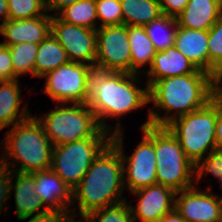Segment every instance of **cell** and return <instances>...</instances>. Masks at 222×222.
<instances>
[{"label": "cell", "instance_id": "d4e9b609", "mask_svg": "<svg viewBox=\"0 0 222 222\" xmlns=\"http://www.w3.org/2000/svg\"><path fill=\"white\" fill-rule=\"evenodd\" d=\"M144 28L156 51H163L174 45L178 28L176 18L162 14L145 25Z\"/></svg>", "mask_w": 222, "mask_h": 222}, {"label": "cell", "instance_id": "d590c367", "mask_svg": "<svg viewBox=\"0 0 222 222\" xmlns=\"http://www.w3.org/2000/svg\"><path fill=\"white\" fill-rule=\"evenodd\" d=\"M65 214L66 212H61L57 210H47L18 220H26L31 217L28 222H60L61 218Z\"/></svg>", "mask_w": 222, "mask_h": 222}, {"label": "cell", "instance_id": "ee69618b", "mask_svg": "<svg viewBox=\"0 0 222 222\" xmlns=\"http://www.w3.org/2000/svg\"><path fill=\"white\" fill-rule=\"evenodd\" d=\"M218 181L221 182L220 188L222 189V175H221V177L218 179Z\"/></svg>", "mask_w": 222, "mask_h": 222}, {"label": "cell", "instance_id": "3957f363", "mask_svg": "<svg viewBox=\"0 0 222 222\" xmlns=\"http://www.w3.org/2000/svg\"><path fill=\"white\" fill-rule=\"evenodd\" d=\"M123 167L119 149L110 142L73 189L72 205L78 201L80 215L126 201L121 198L125 189Z\"/></svg>", "mask_w": 222, "mask_h": 222}, {"label": "cell", "instance_id": "74e56055", "mask_svg": "<svg viewBox=\"0 0 222 222\" xmlns=\"http://www.w3.org/2000/svg\"><path fill=\"white\" fill-rule=\"evenodd\" d=\"M222 62L211 73V85L214 94H222Z\"/></svg>", "mask_w": 222, "mask_h": 222}, {"label": "cell", "instance_id": "e0dca14e", "mask_svg": "<svg viewBox=\"0 0 222 222\" xmlns=\"http://www.w3.org/2000/svg\"><path fill=\"white\" fill-rule=\"evenodd\" d=\"M198 69L187 59L175 46L168 47L163 51H157L152 64L147 71L149 80L146 86L149 88L160 79L196 73Z\"/></svg>", "mask_w": 222, "mask_h": 222}, {"label": "cell", "instance_id": "ffe728a7", "mask_svg": "<svg viewBox=\"0 0 222 222\" xmlns=\"http://www.w3.org/2000/svg\"><path fill=\"white\" fill-rule=\"evenodd\" d=\"M20 90L18 79L0 82V131L31 116L26 105L20 111Z\"/></svg>", "mask_w": 222, "mask_h": 222}, {"label": "cell", "instance_id": "b9f144b4", "mask_svg": "<svg viewBox=\"0 0 222 222\" xmlns=\"http://www.w3.org/2000/svg\"><path fill=\"white\" fill-rule=\"evenodd\" d=\"M3 18V22L8 20V1L0 0V21Z\"/></svg>", "mask_w": 222, "mask_h": 222}, {"label": "cell", "instance_id": "83f0119b", "mask_svg": "<svg viewBox=\"0 0 222 222\" xmlns=\"http://www.w3.org/2000/svg\"><path fill=\"white\" fill-rule=\"evenodd\" d=\"M85 216L87 222H133L132 210L127 201L92 211Z\"/></svg>", "mask_w": 222, "mask_h": 222}, {"label": "cell", "instance_id": "836d02e7", "mask_svg": "<svg viewBox=\"0 0 222 222\" xmlns=\"http://www.w3.org/2000/svg\"><path fill=\"white\" fill-rule=\"evenodd\" d=\"M0 78L2 80H13V65L9 46L0 43Z\"/></svg>", "mask_w": 222, "mask_h": 222}, {"label": "cell", "instance_id": "7a4b0ae2", "mask_svg": "<svg viewBox=\"0 0 222 222\" xmlns=\"http://www.w3.org/2000/svg\"><path fill=\"white\" fill-rule=\"evenodd\" d=\"M137 75L95 68L91 71L87 105L102 129L113 132L112 127L106 124L105 118H120L122 114L130 113L149 103L148 87H137Z\"/></svg>", "mask_w": 222, "mask_h": 222}, {"label": "cell", "instance_id": "7402d4cb", "mask_svg": "<svg viewBox=\"0 0 222 222\" xmlns=\"http://www.w3.org/2000/svg\"><path fill=\"white\" fill-rule=\"evenodd\" d=\"M67 52L50 33L39 43V48L34 63V77H43L62 65L69 63Z\"/></svg>", "mask_w": 222, "mask_h": 222}, {"label": "cell", "instance_id": "4fadbf2b", "mask_svg": "<svg viewBox=\"0 0 222 222\" xmlns=\"http://www.w3.org/2000/svg\"><path fill=\"white\" fill-rule=\"evenodd\" d=\"M210 191L211 186L205 191L195 186L178 191L174 208L187 222H218L222 220V197Z\"/></svg>", "mask_w": 222, "mask_h": 222}, {"label": "cell", "instance_id": "f35d334b", "mask_svg": "<svg viewBox=\"0 0 222 222\" xmlns=\"http://www.w3.org/2000/svg\"><path fill=\"white\" fill-rule=\"evenodd\" d=\"M78 0H49V2L46 5L47 12L55 10L56 13L54 15L58 14L61 10H63L65 7L74 4Z\"/></svg>", "mask_w": 222, "mask_h": 222}, {"label": "cell", "instance_id": "ac0fdd59", "mask_svg": "<svg viewBox=\"0 0 222 222\" xmlns=\"http://www.w3.org/2000/svg\"><path fill=\"white\" fill-rule=\"evenodd\" d=\"M11 192L14 193L16 216L21 219L27 216H32L36 213L47 211L41 197L37 195L34 188L36 185V176L34 173H22L11 171ZM42 208V209H41ZM37 211V212H36Z\"/></svg>", "mask_w": 222, "mask_h": 222}, {"label": "cell", "instance_id": "2e32d148", "mask_svg": "<svg viewBox=\"0 0 222 222\" xmlns=\"http://www.w3.org/2000/svg\"><path fill=\"white\" fill-rule=\"evenodd\" d=\"M35 192L48 210L69 213L73 201V190L52 170L36 171ZM69 204V206H68Z\"/></svg>", "mask_w": 222, "mask_h": 222}, {"label": "cell", "instance_id": "f546056e", "mask_svg": "<svg viewBox=\"0 0 222 222\" xmlns=\"http://www.w3.org/2000/svg\"><path fill=\"white\" fill-rule=\"evenodd\" d=\"M100 27L123 24V15L120 0H95Z\"/></svg>", "mask_w": 222, "mask_h": 222}, {"label": "cell", "instance_id": "7c38bea8", "mask_svg": "<svg viewBox=\"0 0 222 222\" xmlns=\"http://www.w3.org/2000/svg\"><path fill=\"white\" fill-rule=\"evenodd\" d=\"M51 34L67 52L70 62L84 63L95 67L96 30L76 26L52 15Z\"/></svg>", "mask_w": 222, "mask_h": 222}, {"label": "cell", "instance_id": "603a6c76", "mask_svg": "<svg viewBox=\"0 0 222 222\" xmlns=\"http://www.w3.org/2000/svg\"><path fill=\"white\" fill-rule=\"evenodd\" d=\"M128 40L131 51V73L139 74L143 65L151 66L156 50L144 26H128Z\"/></svg>", "mask_w": 222, "mask_h": 222}, {"label": "cell", "instance_id": "e575fe53", "mask_svg": "<svg viewBox=\"0 0 222 222\" xmlns=\"http://www.w3.org/2000/svg\"><path fill=\"white\" fill-rule=\"evenodd\" d=\"M189 0H158L162 14L176 18L187 6Z\"/></svg>", "mask_w": 222, "mask_h": 222}, {"label": "cell", "instance_id": "d6986e66", "mask_svg": "<svg viewBox=\"0 0 222 222\" xmlns=\"http://www.w3.org/2000/svg\"><path fill=\"white\" fill-rule=\"evenodd\" d=\"M208 30L177 28L174 46L198 70L209 73Z\"/></svg>", "mask_w": 222, "mask_h": 222}, {"label": "cell", "instance_id": "484cf974", "mask_svg": "<svg viewBox=\"0 0 222 222\" xmlns=\"http://www.w3.org/2000/svg\"><path fill=\"white\" fill-rule=\"evenodd\" d=\"M69 24L97 30V12L95 0H78L65 7L57 16Z\"/></svg>", "mask_w": 222, "mask_h": 222}, {"label": "cell", "instance_id": "8fae6325", "mask_svg": "<svg viewBox=\"0 0 222 222\" xmlns=\"http://www.w3.org/2000/svg\"><path fill=\"white\" fill-rule=\"evenodd\" d=\"M95 69L131 73V51L128 26H104L96 30Z\"/></svg>", "mask_w": 222, "mask_h": 222}, {"label": "cell", "instance_id": "d6a6232c", "mask_svg": "<svg viewBox=\"0 0 222 222\" xmlns=\"http://www.w3.org/2000/svg\"><path fill=\"white\" fill-rule=\"evenodd\" d=\"M11 170L0 163V213L6 199L11 196Z\"/></svg>", "mask_w": 222, "mask_h": 222}, {"label": "cell", "instance_id": "277c9868", "mask_svg": "<svg viewBox=\"0 0 222 222\" xmlns=\"http://www.w3.org/2000/svg\"><path fill=\"white\" fill-rule=\"evenodd\" d=\"M6 136V137H5ZM2 143L5 155L0 157V163L11 171L34 173L51 169L53 144L45 134L42 125L36 116L16 123L6 133ZM12 159V162L10 159ZM8 159V160H6ZM18 169L14 168L17 163ZM13 163L11 169L9 165Z\"/></svg>", "mask_w": 222, "mask_h": 222}, {"label": "cell", "instance_id": "1f68e13d", "mask_svg": "<svg viewBox=\"0 0 222 222\" xmlns=\"http://www.w3.org/2000/svg\"><path fill=\"white\" fill-rule=\"evenodd\" d=\"M203 161V162H202ZM195 183H198L202 176L211 173L214 177L219 179L222 175V149H213L208 156L202 158L195 164Z\"/></svg>", "mask_w": 222, "mask_h": 222}, {"label": "cell", "instance_id": "6da1fadb", "mask_svg": "<svg viewBox=\"0 0 222 222\" xmlns=\"http://www.w3.org/2000/svg\"><path fill=\"white\" fill-rule=\"evenodd\" d=\"M213 94L211 74L202 70L157 80L148 88V95L149 102L158 110L149 109L148 119L141 129L147 125L166 126L177 117L204 107ZM162 109L167 114L164 117L160 115ZM174 110V114L169 115Z\"/></svg>", "mask_w": 222, "mask_h": 222}, {"label": "cell", "instance_id": "44dd1931", "mask_svg": "<svg viewBox=\"0 0 222 222\" xmlns=\"http://www.w3.org/2000/svg\"><path fill=\"white\" fill-rule=\"evenodd\" d=\"M218 18V0H189L176 20L179 27L209 30Z\"/></svg>", "mask_w": 222, "mask_h": 222}, {"label": "cell", "instance_id": "9a60e30c", "mask_svg": "<svg viewBox=\"0 0 222 222\" xmlns=\"http://www.w3.org/2000/svg\"><path fill=\"white\" fill-rule=\"evenodd\" d=\"M52 15H41L30 19H8L0 24V36L6 40L3 45L10 46L19 43L39 44L51 33Z\"/></svg>", "mask_w": 222, "mask_h": 222}, {"label": "cell", "instance_id": "5bb4252c", "mask_svg": "<svg viewBox=\"0 0 222 222\" xmlns=\"http://www.w3.org/2000/svg\"><path fill=\"white\" fill-rule=\"evenodd\" d=\"M139 197L137 208L130 205L133 222H157L166 213L172 211L175 205L176 192L167 186L154 184L131 192Z\"/></svg>", "mask_w": 222, "mask_h": 222}, {"label": "cell", "instance_id": "ab89813d", "mask_svg": "<svg viewBox=\"0 0 222 222\" xmlns=\"http://www.w3.org/2000/svg\"><path fill=\"white\" fill-rule=\"evenodd\" d=\"M157 222H187L174 208L172 211L166 213Z\"/></svg>", "mask_w": 222, "mask_h": 222}, {"label": "cell", "instance_id": "5b68a950", "mask_svg": "<svg viewBox=\"0 0 222 222\" xmlns=\"http://www.w3.org/2000/svg\"><path fill=\"white\" fill-rule=\"evenodd\" d=\"M217 94L202 108L172 120L166 127L195 165L206 152L216 149Z\"/></svg>", "mask_w": 222, "mask_h": 222}, {"label": "cell", "instance_id": "9c48e42d", "mask_svg": "<svg viewBox=\"0 0 222 222\" xmlns=\"http://www.w3.org/2000/svg\"><path fill=\"white\" fill-rule=\"evenodd\" d=\"M114 129V133H111V142L119 149L122 156L125 189L128 186L129 191L134 192L141 188L157 184L154 125H147L141 130L144 133V137L129 157L124 155L123 131L119 120ZM126 163H128L127 167ZM125 171H127V177Z\"/></svg>", "mask_w": 222, "mask_h": 222}, {"label": "cell", "instance_id": "7bdbcfd3", "mask_svg": "<svg viewBox=\"0 0 222 222\" xmlns=\"http://www.w3.org/2000/svg\"><path fill=\"white\" fill-rule=\"evenodd\" d=\"M219 17L222 18V0H218Z\"/></svg>", "mask_w": 222, "mask_h": 222}, {"label": "cell", "instance_id": "4dcf8cb0", "mask_svg": "<svg viewBox=\"0 0 222 222\" xmlns=\"http://www.w3.org/2000/svg\"><path fill=\"white\" fill-rule=\"evenodd\" d=\"M209 74L222 62V18L208 30Z\"/></svg>", "mask_w": 222, "mask_h": 222}, {"label": "cell", "instance_id": "f1b7e54d", "mask_svg": "<svg viewBox=\"0 0 222 222\" xmlns=\"http://www.w3.org/2000/svg\"><path fill=\"white\" fill-rule=\"evenodd\" d=\"M8 19H30L47 13L46 4L42 0H7Z\"/></svg>", "mask_w": 222, "mask_h": 222}, {"label": "cell", "instance_id": "f6af8a7d", "mask_svg": "<svg viewBox=\"0 0 222 222\" xmlns=\"http://www.w3.org/2000/svg\"><path fill=\"white\" fill-rule=\"evenodd\" d=\"M46 5L49 2V0H42Z\"/></svg>", "mask_w": 222, "mask_h": 222}, {"label": "cell", "instance_id": "4316f807", "mask_svg": "<svg viewBox=\"0 0 222 222\" xmlns=\"http://www.w3.org/2000/svg\"><path fill=\"white\" fill-rule=\"evenodd\" d=\"M38 48L39 44L35 43H19L9 46L13 65V80L23 74H31L34 77V63Z\"/></svg>", "mask_w": 222, "mask_h": 222}, {"label": "cell", "instance_id": "30bf717a", "mask_svg": "<svg viewBox=\"0 0 222 222\" xmlns=\"http://www.w3.org/2000/svg\"><path fill=\"white\" fill-rule=\"evenodd\" d=\"M94 68L84 63L69 62L48 72L44 93L56 103L87 104L89 100L90 73Z\"/></svg>", "mask_w": 222, "mask_h": 222}, {"label": "cell", "instance_id": "8992f818", "mask_svg": "<svg viewBox=\"0 0 222 222\" xmlns=\"http://www.w3.org/2000/svg\"><path fill=\"white\" fill-rule=\"evenodd\" d=\"M154 148L157 184L175 192L192 188L195 184L191 179L195 177V165L166 126H154Z\"/></svg>", "mask_w": 222, "mask_h": 222}, {"label": "cell", "instance_id": "60d3db41", "mask_svg": "<svg viewBox=\"0 0 222 222\" xmlns=\"http://www.w3.org/2000/svg\"><path fill=\"white\" fill-rule=\"evenodd\" d=\"M74 209L75 208H73V209H71V212H69V213H66L62 218H61V220H60V222H87V218H86V216H84V215H79L80 216V219H82V220H79V221H75V214H76V212L74 211ZM74 214V215H73Z\"/></svg>", "mask_w": 222, "mask_h": 222}, {"label": "cell", "instance_id": "ba28073f", "mask_svg": "<svg viewBox=\"0 0 222 222\" xmlns=\"http://www.w3.org/2000/svg\"><path fill=\"white\" fill-rule=\"evenodd\" d=\"M59 105L61 106L43 117L36 118L53 146L93 137L101 129L95 114L87 104Z\"/></svg>", "mask_w": 222, "mask_h": 222}, {"label": "cell", "instance_id": "8d00e7d4", "mask_svg": "<svg viewBox=\"0 0 222 222\" xmlns=\"http://www.w3.org/2000/svg\"><path fill=\"white\" fill-rule=\"evenodd\" d=\"M215 138L217 149H222V94H217V120Z\"/></svg>", "mask_w": 222, "mask_h": 222}, {"label": "cell", "instance_id": "52a82bcc", "mask_svg": "<svg viewBox=\"0 0 222 222\" xmlns=\"http://www.w3.org/2000/svg\"><path fill=\"white\" fill-rule=\"evenodd\" d=\"M107 134L108 131L101 128L93 137L53 146L51 169L73 190L111 142L112 135Z\"/></svg>", "mask_w": 222, "mask_h": 222}, {"label": "cell", "instance_id": "cb8c5ba5", "mask_svg": "<svg viewBox=\"0 0 222 222\" xmlns=\"http://www.w3.org/2000/svg\"><path fill=\"white\" fill-rule=\"evenodd\" d=\"M123 24L145 26L162 15L158 0H120Z\"/></svg>", "mask_w": 222, "mask_h": 222}]
</instances>
